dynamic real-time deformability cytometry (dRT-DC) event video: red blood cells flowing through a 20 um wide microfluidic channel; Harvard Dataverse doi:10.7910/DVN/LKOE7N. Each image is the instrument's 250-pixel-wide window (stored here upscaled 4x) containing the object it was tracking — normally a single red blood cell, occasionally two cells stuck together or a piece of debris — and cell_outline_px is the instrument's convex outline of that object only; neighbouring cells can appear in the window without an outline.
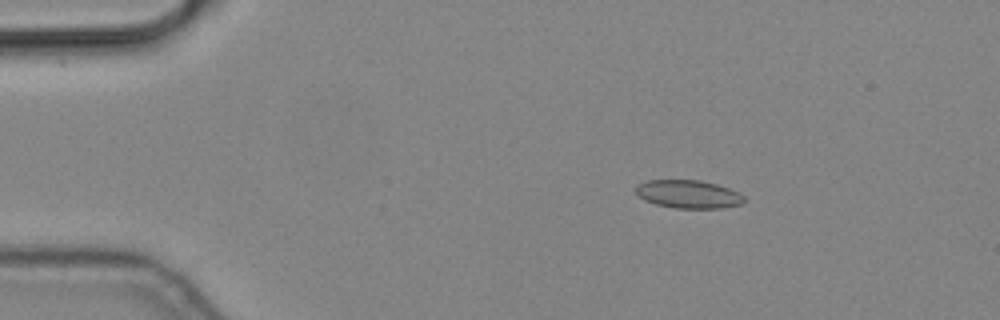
{"species": "common noctule bat (a hibernating species)", "species_latin": "Nyctalus noctula", "temperature_condition": "cold", "stored_images_in_passage": 4, "camera_frame_rate_fps": 3000, "um_per_image_px": 0.085, "animal": {"sex": "male", "body_mass_g": 19.2, "forearm_length_mm": 51.8}, "frame": {"image": 1, "passage_image": 2, "time_ms": 0.333, "image_size_px": [1000, 320], "cell_outline_px": [[744, 204], [724, 208], [676, 208], [656, 204], [644, 200], [636, 192], [636, 188], [640, 184], [648, 180], [700, 180], [716, 184], [740, 192], [744, 196]], "centroid_in_image_um": [58.57, 16.51], "position_along_channel_um": 26.4, "area_um2": 17.74}}